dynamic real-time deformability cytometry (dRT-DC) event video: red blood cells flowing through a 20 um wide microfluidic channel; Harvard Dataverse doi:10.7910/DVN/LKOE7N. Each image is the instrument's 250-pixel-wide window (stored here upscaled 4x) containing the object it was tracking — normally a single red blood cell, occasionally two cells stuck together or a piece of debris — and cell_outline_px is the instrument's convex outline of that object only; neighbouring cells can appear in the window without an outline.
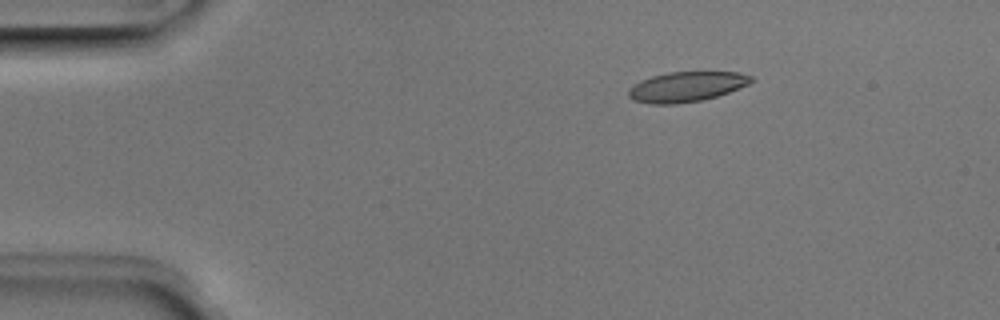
{"species": "Egyptian fruit bat (a non-hibernating species)", "species_latin": "Rousettus aegyptiacus", "temperature_condition": "room temperature", "stored_images_in_passage": 4, "camera_frame_rate_fps": 3000, "um_per_image_px": 0.085, "animal": {"sex": "male"}, "frame": {"image": 1, "passage_image": 2, "time_ms": 0.333, "image_size_px": [1000, 320], "cell_outline_px": [[752, 80], [748, 84], [728, 92], [716, 96], [700, 100], [676, 104], [652, 104], [636, 100], [628, 96], [628, 92], [640, 80], [652, 76], [668, 72], [740, 72], [752, 76]], "centroid_in_image_um": [58.36, 7.36], "position_along_channel_um": 26.6, "area_um2": 21.1}}
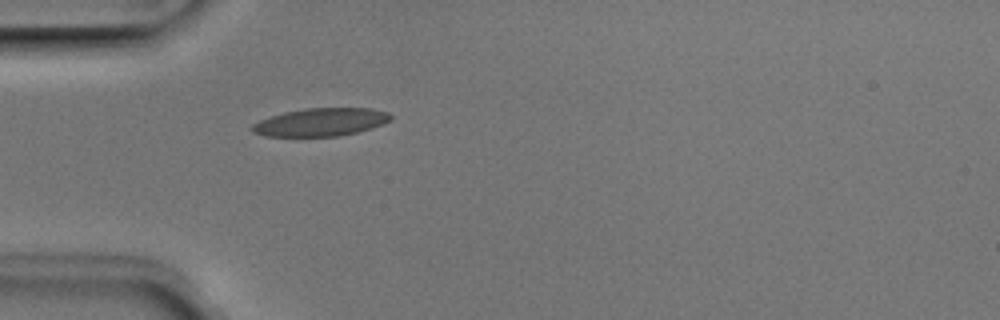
{"frame": {"image": 2, "passage_image": 4, "time_ms": 1.0, "image_size_px": [1000, 320], "cell_outline_px": [[392, 120], [356, 132], [340, 136], [264, 136], [252, 132], [252, 124], [260, 120], [284, 112], [304, 108], [368, 108], [388, 112], [392, 116]], "centroid_in_image_um": [27.24, 10.37], "position_along_channel_um": 57.8, "area_um2": 22.37}}